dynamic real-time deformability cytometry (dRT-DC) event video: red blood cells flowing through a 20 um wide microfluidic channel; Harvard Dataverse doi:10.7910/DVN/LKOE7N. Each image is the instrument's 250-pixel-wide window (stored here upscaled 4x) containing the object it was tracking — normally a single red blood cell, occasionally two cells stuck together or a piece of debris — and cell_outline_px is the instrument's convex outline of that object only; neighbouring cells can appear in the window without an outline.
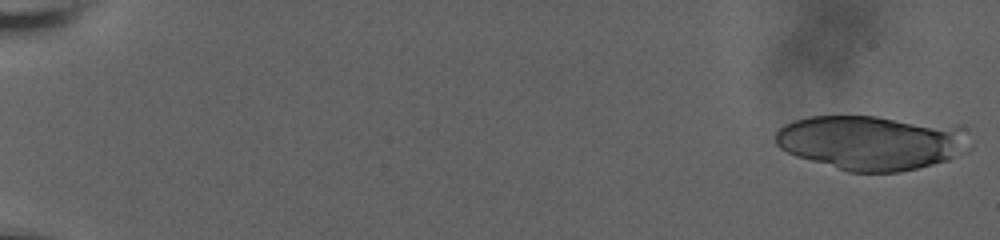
{"species": "human", "species_latin": "Homo sapiens", "temperature_condition": "room temperature", "stored_images_in_passage": 20, "camera_frame_rate_fps": 3000, "um_per_image_px": 0.085, "donor": {"sex": "male"}, "frame": {"image": 1, "passage_image": 2, "time_ms": 0.333, "image_size_px": [1000, 240], "cell_outline_px": [[972, 148], [968, 152], [948, 160], [900, 172], [848, 172], [796, 156], [780, 148], [776, 144], [776, 132], [784, 124], [808, 116], [876, 116], [956, 124], [964, 128], [972, 144]], "centroid_in_image_um": [74.17, 12.1], "position_along_channel_um": 10.8, "area_um2": 62.77}}